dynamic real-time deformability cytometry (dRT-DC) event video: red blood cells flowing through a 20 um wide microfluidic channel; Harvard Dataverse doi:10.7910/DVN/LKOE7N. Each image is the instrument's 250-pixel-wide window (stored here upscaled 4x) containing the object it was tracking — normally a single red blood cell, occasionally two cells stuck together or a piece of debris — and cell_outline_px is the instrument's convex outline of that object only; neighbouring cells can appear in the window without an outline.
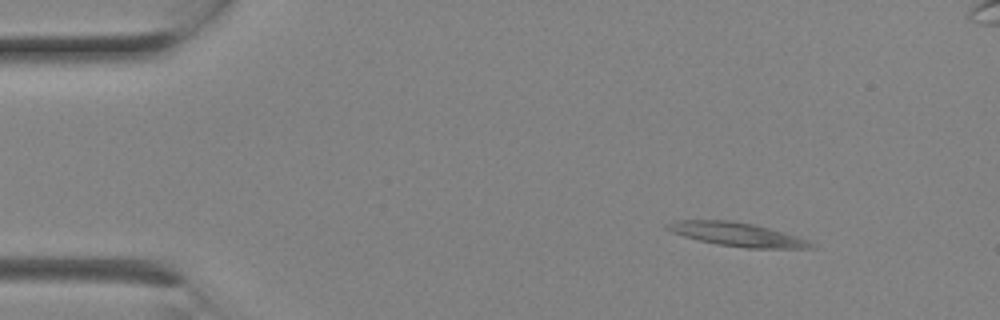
{"species": "Egyptian fruit bat (a non-hibernating species)", "species_latin": "Rousettus aegyptiacus", "temperature_condition": "room temperature", "stored_images_in_passage": 3, "camera_frame_rate_fps": 3000, "um_per_image_px": 0.085, "animal": {"sex": "female"}, "frame": {"image": 1, "passage_image": 1, "time_ms": 0.0, "image_size_px": [1000, 320], "cell_outline_px": [[816, 248], [748, 248], [716, 244], [684, 236], [672, 232], [664, 228], [664, 224], [676, 220], [732, 220], [756, 224], [796, 236], [808, 240], [816, 244]], "centroid_in_image_um": [62.65, 19.91], "position_along_channel_um": 22.4, "area_um2": 19.94}}